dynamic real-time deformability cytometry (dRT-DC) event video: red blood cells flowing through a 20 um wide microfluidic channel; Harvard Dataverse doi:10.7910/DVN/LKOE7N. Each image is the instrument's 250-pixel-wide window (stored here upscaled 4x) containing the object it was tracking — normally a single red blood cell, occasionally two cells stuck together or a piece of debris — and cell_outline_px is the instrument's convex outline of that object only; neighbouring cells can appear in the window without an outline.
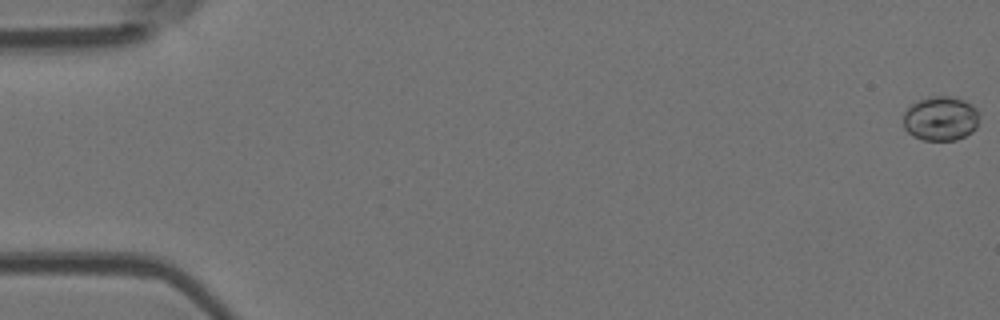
{"species": "Egyptian fruit bat (a non-hibernating species)", "species_latin": "Rousettus aegyptiacus", "temperature_condition": "room temperature", "stored_images_in_passage": 7, "camera_frame_rate_fps": 3000, "um_per_image_px": 0.085, "animal": {"sex": "female"}, "frame": {"image": 1, "passage_image": 1, "time_ms": 0.0, "image_size_px": [1000, 320], "cell_outline_px": [[976, 128], [972, 132], [956, 140], [924, 140], [912, 136], [904, 128], [904, 112], [912, 104], [928, 96], [948, 96], [964, 100], [972, 104], [976, 108]], "centroid_in_image_um": [79.93, 10.08], "position_along_channel_um": 5.1, "area_um2": 19.48}}